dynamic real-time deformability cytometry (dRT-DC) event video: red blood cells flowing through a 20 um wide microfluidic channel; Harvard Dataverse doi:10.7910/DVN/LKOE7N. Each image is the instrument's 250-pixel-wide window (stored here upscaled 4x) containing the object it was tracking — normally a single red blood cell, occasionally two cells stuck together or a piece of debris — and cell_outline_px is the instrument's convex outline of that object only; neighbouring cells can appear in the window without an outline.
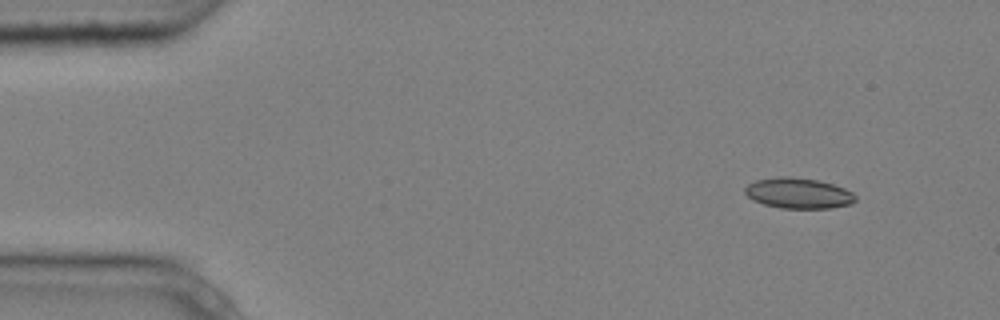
{"species": "common noctule bat (a hibernating species)", "species_latin": "Nyctalus noctula", "temperature_condition": "cold", "stored_images_in_passage": 5, "camera_frame_rate_fps": 3000, "um_per_image_px": 0.085, "animal": {"sex": "male", "body_mass_g": 20.4}, "frame": {"image": 1, "passage_image": 1, "time_ms": 0.0, "image_size_px": [1000, 320], "cell_outline_px": [[856, 200], [852, 204], [832, 208], [780, 208], [764, 204], [752, 200], [744, 192], [744, 188], [748, 184], [756, 180], [780, 176], [788, 176], [820, 180], [844, 188], [852, 192], [856, 196]], "centroid_in_image_um": [67.87, 16.42], "position_along_channel_um": 17.1, "area_um2": 19.83}}
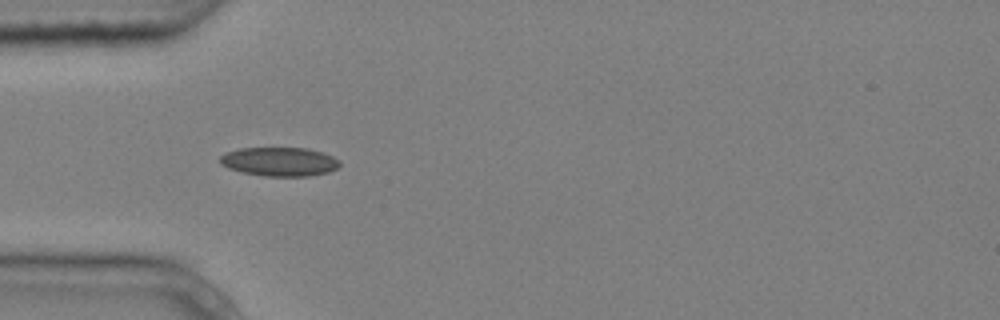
{"frame": {"image": 2, "passage_image": 4, "time_ms": 1.0, "image_size_px": [1000, 320], "cell_outline_px": [[340, 164], [336, 168], [328, 172], [308, 176], [264, 176], [244, 172], [228, 168], [220, 164], [220, 156], [224, 152], [240, 148], [308, 148], [332, 156], [340, 160]], "centroid_in_image_um": [23.73, 13.73], "position_along_channel_um": 61.3, "area_um2": 20.11}}
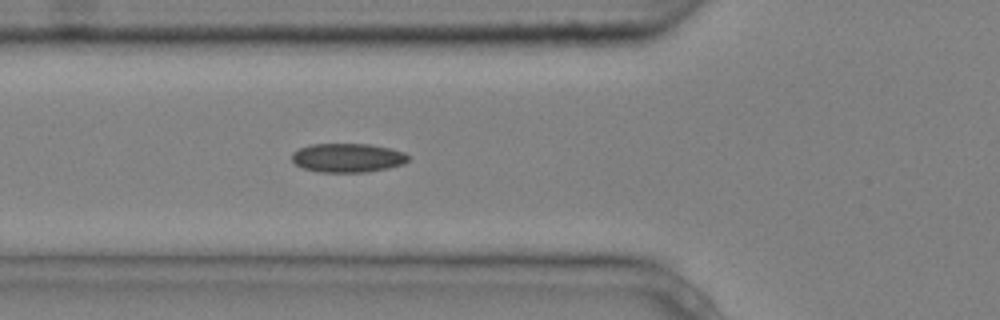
{"frame": {"image": 3, "passage_image": 5, "time_ms": 1.333, "image_size_px": [1000, 320], "cell_outline_px": [[408, 160], [404, 164], [388, 168], [368, 172], [320, 172], [304, 168], [296, 164], [292, 160], [292, 152], [308, 144], [368, 144], [388, 148], [404, 152], [408, 156]], "centroid_in_image_um": [29.54, 13.41], "position_along_channel_um": 96.3, "area_um2": 19.59}}